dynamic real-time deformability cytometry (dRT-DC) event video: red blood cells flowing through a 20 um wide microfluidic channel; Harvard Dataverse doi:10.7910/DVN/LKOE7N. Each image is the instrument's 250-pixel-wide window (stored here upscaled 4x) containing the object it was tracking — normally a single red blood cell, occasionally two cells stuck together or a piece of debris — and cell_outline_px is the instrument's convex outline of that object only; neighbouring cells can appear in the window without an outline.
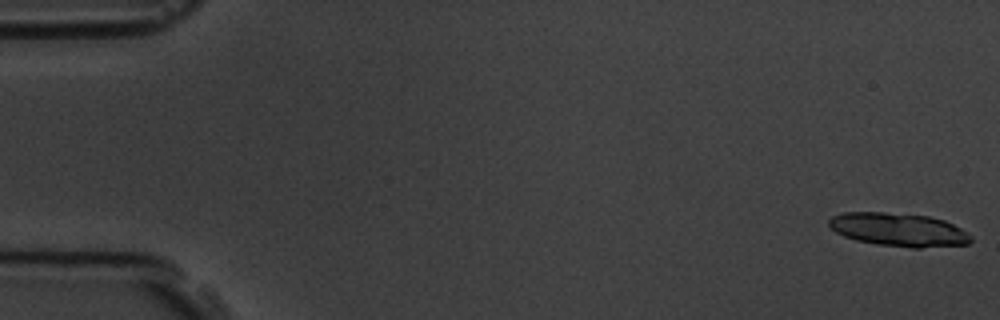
{"species": "common noctule bat (a hibernating species)", "species_latin": "Nyctalus noctula", "temperature_condition": "room temperature", "stored_images_in_passage": 6, "camera_frame_rate_fps": 3000, "um_per_image_px": 0.085, "animal": {"sex": "male", "body_mass_g": 19.5, "forearm_length_mm": 54.6}, "frame": {"image": 1, "passage_image": 1, "time_ms": 0.0, "image_size_px": [1000, 320], "cell_outline_px": [[972, 240], [968, 244], [920, 248], [912, 248], [876, 244], [856, 240], [844, 236], [836, 232], [828, 224], [828, 220], [832, 216], [844, 212], [884, 212], [928, 216], [944, 220], [960, 228], [972, 236]], "centroid_in_image_um": [76.38, 19.52], "position_along_channel_um": 8.6, "area_um2": 27.57}}